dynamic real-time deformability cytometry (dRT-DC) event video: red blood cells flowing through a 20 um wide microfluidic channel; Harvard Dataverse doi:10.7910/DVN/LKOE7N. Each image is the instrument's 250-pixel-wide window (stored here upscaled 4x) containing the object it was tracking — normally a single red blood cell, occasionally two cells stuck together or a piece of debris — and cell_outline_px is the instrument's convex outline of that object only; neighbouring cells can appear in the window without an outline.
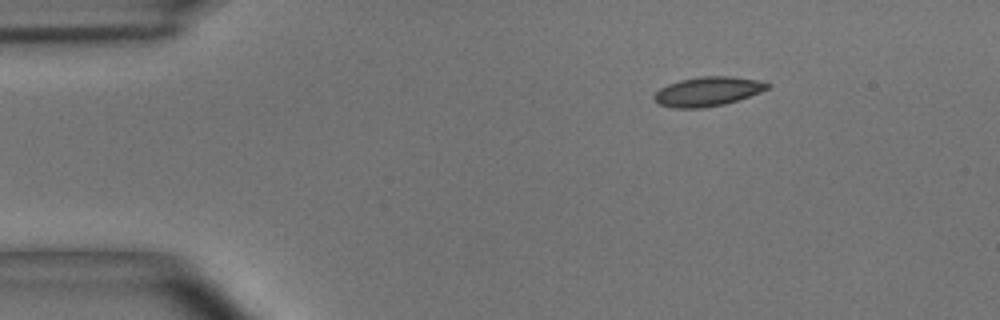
{"species": "common noctule bat (a hibernating species)", "species_latin": "Nyctalus noctula", "temperature_condition": "room temperature", "stored_images_in_passage": 47, "camera_frame_rate_fps": 3000, "um_per_image_px": 0.085, "animal": {"sex": "male", "body_mass_g": 15.6}, "frame": {"image": 1, "passage_image": 1, "time_ms": 0.0, "image_size_px": [1000, 320], "cell_outline_px": [[772, 84], [768, 88], [760, 92], [724, 104], [704, 108], [676, 108], [660, 104], [652, 96], [660, 88], [668, 84], [680, 80], [700, 76], [728, 76], [760, 80]], "centroid_in_image_um": [60.16, 7.76], "position_along_channel_um": 24.8, "area_um2": 19.19}}
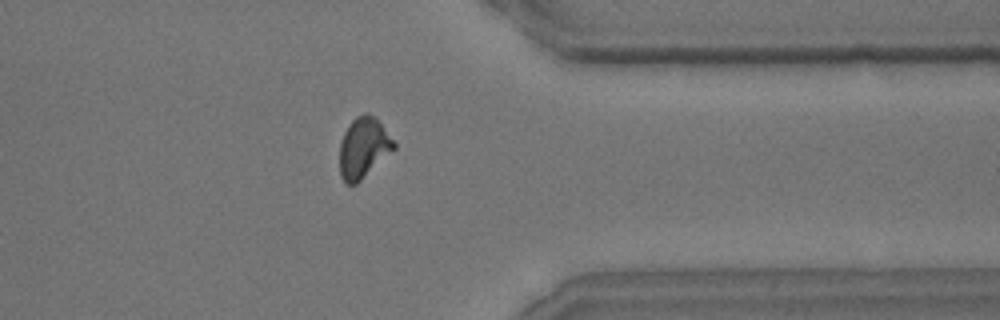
{"frame": {"image": 2, "passage_image": 36, "time_ms": 11.667, "image_size_px": [1000, 320], "cell_outline_px": [[396, 148], [356, 184], [344, 184], [340, 176], [340, 144], [344, 132], [348, 124], [356, 116], [364, 112], [372, 116], [380, 124], [396, 144]], "centroid_in_image_um": [30.86, 12.58], "position_along_channel_um": 380.5, "area_um2": 18.9}}
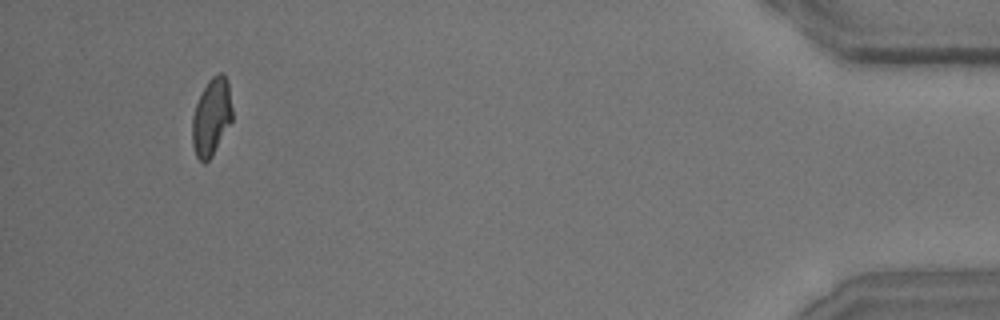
{"frame": {"image": 3, "passage_image": 44, "time_ms": 14.333, "image_size_px": [1000, 320], "cell_outline_px": [[232, 120], [212, 156], [204, 164], [196, 156], [192, 144], [192, 116], [196, 104], [208, 80], [212, 76], [220, 72], [224, 72], [228, 80], [232, 108]], "centroid_in_image_um": [17.98, 9.92], "position_along_channel_um": 417.2, "area_um2": 18.09}, "authors_computed_cell_mechanics": {"area_um2": 18.8428, "velocity_mm_per_s": 3.6703, "shape_relaxation_time_tau1_ms": 4.4947, "shape_relaxation_time_tau2_ms": 1.6873, "deformation_change_tau1": 0.1427, "deformation_change_tau2": 0.065}}